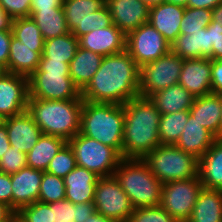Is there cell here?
<instances>
[{
	"mask_svg": "<svg viewBox=\"0 0 222 222\" xmlns=\"http://www.w3.org/2000/svg\"><path fill=\"white\" fill-rule=\"evenodd\" d=\"M123 158L143 159L160 145L161 113L153 102L143 96L124 105Z\"/></svg>",
	"mask_w": 222,
	"mask_h": 222,
	"instance_id": "2",
	"label": "cell"
},
{
	"mask_svg": "<svg viewBox=\"0 0 222 222\" xmlns=\"http://www.w3.org/2000/svg\"><path fill=\"white\" fill-rule=\"evenodd\" d=\"M5 72V70L0 66V75Z\"/></svg>",
	"mask_w": 222,
	"mask_h": 222,
	"instance_id": "58",
	"label": "cell"
},
{
	"mask_svg": "<svg viewBox=\"0 0 222 222\" xmlns=\"http://www.w3.org/2000/svg\"><path fill=\"white\" fill-rule=\"evenodd\" d=\"M29 99L70 100L81 96L69 75V63L40 61L28 78Z\"/></svg>",
	"mask_w": 222,
	"mask_h": 222,
	"instance_id": "6",
	"label": "cell"
},
{
	"mask_svg": "<svg viewBox=\"0 0 222 222\" xmlns=\"http://www.w3.org/2000/svg\"><path fill=\"white\" fill-rule=\"evenodd\" d=\"M171 51L182 59L212 57L210 29L203 28L188 34H179L171 44Z\"/></svg>",
	"mask_w": 222,
	"mask_h": 222,
	"instance_id": "23",
	"label": "cell"
},
{
	"mask_svg": "<svg viewBox=\"0 0 222 222\" xmlns=\"http://www.w3.org/2000/svg\"><path fill=\"white\" fill-rule=\"evenodd\" d=\"M62 6L69 31L77 39L113 24L106 0H63Z\"/></svg>",
	"mask_w": 222,
	"mask_h": 222,
	"instance_id": "9",
	"label": "cell"
},
{
	"mask_svg": "<svg viewBox=\"0 0 222 222\" xmlns=\"http://www.w3.org/2000/svg\"><path fill=\"white\" fill-rule=\"evenodd\" d=\"M10 147L6 126L0 121V159Z\"/></svg>",
	"mask_w": 222,
	"mask_h": 222,
	"instance_id": "50",
	"label": "cell"
},
{
	"mask_svg": "<svg viewBox=\"0 0 222 222\" xmlns=\"http://www.w3.org/2000/svg\"><path fill=\"white\" fill-rule=\"evenodd\" d=\"M30 17L37 24L45 40L70 33L63 7L31 10Z\"/></svg>",
	"mask_w": 222,
	"mask_h": 222,
	"instance_id": "31",
	"label": "cell"
},
{
	"mask_svg": "<svg viewBox=\"0 0 222 222\" xmlns=\"http://www.w3.org/2000/svg\"><path fill=\"white\" fill-rule=\"evenodd\" d=\"M32 0H0V6L13 18L29 17Z\"/></svg>",
	"mask_w": 222,
	"mask_h": 222,
	"instance_id": "41",
	"label": "cell"
},
{
	"mask_svg": "<svg viewBox=\"0 0 222 222\" xmlns=\"http://www.w3.org/2000/svg\"><path fill=\"white\" fill-rule=\"evenodd\" d=\"M28 102V77L3 72L0 75V120L23 113Z\"/></svg>",
	"mask_w": 222,
	"mask_h": 222,
	"instance_id": "14",
	"label": "cell"
},
{
	"mask_svg": "<svg viewBox=\"0 0 222 222\" xmlns=\"http://www.w3.org/2000/svg\"><path fill=\"white\" fill-rule=\"evenodd\" d=\"M212 21L222 26V2L212 9Z\"/></svg>",
	"mask_w": 222,
	"mask_h": 222,
	"instance_id": "53",
	"label": "cell"
},
{
	"mask_svg": "<svg viewBox=\"0 0 222 222\" xmlns=\"http://www.w3.org/2000/svg\"><path fill=\"white\" fill-rule=\"evenodd\" d=\"M16 212L8 205L0 202V222H13Z\"/></svg>",
	"mask_w": 222,
	"mask_h": 222,
	"instance_id": "51",
	"label": "cell"
},
{
	"mask_svg": "<svg viewBox=\"0 0 222 222\" xmlns=\"http://www.w3.org/2000/svg\"><path fill=\"white\" fill-rule=\"evenodd\" d=\"M189 111L161 115L159 123L160 145H175L189 118Z\"/></svg>",
	"mask_w": 222,
	"mask_h": 222,
	"instance_id": "34",
	"label": "cell"
},
{
	"mask_svg": "<svg viewBox=\"0 0 222 222\" xmlns=\"http://www.w3.org/2000/svg\"><path fill=\"white\" fill-rule=\"evenodd\" d=\"M43 172L27 166L17 173L10 174L12 209L16 213L21 208L38 201Z\"/></svg>",
	"mask_w": 222,
	"mask_h": 222,
	"instance_id": "18",
	"label": "cell"
},
{
	"mask_svg": "<svg viewBox=\"0 0 222 222\" xmlns=\"http://www.w3.org/2000/svg\"><path fill=\"white\" fill-rule=\"evenodd\" d=\"M95 209L117 222H127L134 208L115 176L99 177L94 193Z\"/></svg>",
	"mask_w": 222,
	"mask_h": 222,
	"instance_id": "12",
	"label": "cell"
},
{
	"mask_svg": "<svg viewBox=\"0 0 222 222\" xmlns=\"http://www.w3.org/2000/svg\"><path fill=\"white\" fill-rule=\"evenodd\" d=\"M72 147L76 165L94 172L99 177L113 176L123 159L115 149L80 132L68 141Z\"/></svg>",
	"mask_w": 222,
	"mask_h": 222,
	"instance_id": "8",
	"label": "cell"
},
{
	"mask_svg": "<svg viewBox=\"0 0 222 222\" xmlns=\"http://www.w3.org/2000/svg\"><path fill=\"white\" fill-rule=\"evenodd\" d=\"M164 2L172 3L175 5H180L183 7H187L188 0H164Z\"/></svg>",
	"mask_w": 222,
	"mask_h": 222,
	"instance_id": "55",
	"label": "cell"
},
{
	"mask_svg": "<svg viewBox=\"0 0 222 222\" xmlns=\"http://www.w3.org/2000/svg\"><path fill=\"white\" fill-rule=\"evenodd\" d=\"M140 67L127 50L104 56L98 71L81 91L84 101L124 105L139 96Z\"/></svg>",
	"mask_w": 222,
	"mask_h": 222,
	"instance_id": "1",
	"label": "cell"
},
{
	"mask_svg": "<svg viewBox=\"0 0 222 222\" xmlns=\"http://www.w3.org/2000/svg\"><path fill=\"white\" fill-rule=\"evenodd\" d=\"M13 222H20L17 218H15V220Z\"/></svg>",
	"mask_w": 222,
	"mask_h": 222,
	"instance_id": "59",
	"label": "cell"
},
{
	"mask_svg": "<svg viewBox=\"0 0 222 222\" xmlns=\"http://www.w3.org/2000/svg\"><path fill=\"white\" fill-rule=\"evenodd\" d=\"M63 0H32L31 10L57 9L63 7Z\"/></svg>",
	"mask_w": 222,
	"mask_h": 222,
	"instance_id": "48",
	"label": "cell"
},
{
	"mask_svg": "<svg viewBox=\"0 0 222 222\" xmlns=\"http://www.w3.org/2000/svg\"><path fill=\"white\" fill-rule=\"evenodd\" d=\"M221 2L222 0H188L187 7L213 9Z\"/></svg>",
	"mask_w": 222,
	"mask_h": 222,
	"instance_id": "49",
	"label": "cell"
},
{
	"mask_svg": "<svg viewBox=\"0 0 222 222\" xmlns=\"http://www.w3.org/2000/svg\"><path fill=\"white\" fill-rule=\"evenodd\" d=\"M114 176L134 209L160 205L163 184L143 159L123 158Z\"/></svg>",
	"mask_w": 222,
	"mask_h": 222,
	"instance_id": "5",
	"label": "cell"
},
{
	"mask_svg": "<svg viewBox=\"0 0 222 222\" xmlns=\"http://www.w3.org/2000/svg\"><path fill=\"white\" fill-rule=\"evenodd\" d=\"M143 160L163 185L171 181L198 177L199 159L176 145H159Z\"/></svg>",
	"mask_w": 222,
	"mask_h": 222,
	"instance_id": "7",
	"label": "cell"
},
{
	"mask_svg": "<svg viewBox=\"0 0 222 222\" xmlns=\"http://www.w3.org/2000/svg\"><path fill=\"white\" fill-rule=\"evenodd\" d=\"M116 25L126 36L149 20L150 7L142 0H106Z\"/></svg>",
	"mask_w": 222,
	"mask_h": 222,
	"instance_id": "15",
	"label": "cell"
},
{
	"mask_svg": "<svg viewBox=\"0 0 222 222\" xmlns=\"http://www.w3.org/2000/svg\"><path fill=\"white\" fill-rule=\"evenodd\" d=\"M20 222H54L53 209L49 203L36 201L31 205L21 208L16 213Z\"/></svg>",
	"mask_w": 222,
	"mask_h": 222,
	"instance_id": "38",
	"label": "cell"
},
{
	"mask_svg": "<svg viewBox=\"0 0 222 222\" xmlns=\"http://www.w3.org/2000/svg\"><path fill=\"white\" fill-rule=\"evenodd\" d=\"M66 143L61 137L42 134L32 150L26 154L27 166L45 172L50 161Z\"/></svg>",
	"mask_w": 222,
	"mask_h": 222,
	"instance_id": "30",
	"label": "cell"
},
{
	"mask_svg": "<svg viewBox=\"0 0 222 222\" xmlns=\"http://www.w3.org/2000/svg\"><path fill=\"white\" fill-rule=\"evenodd\" d=\"M83 99H29L27 111L43 134L58 136L67 142L80 132Z\"/></svg>",
	"mask_w": 222,
	"mask_h": 222,
	"instance_id": "3",
	"label": "cell"
},
{
	"mask_svg": "<svg viewBox=\"0 0 222 222\" xmlns=\"http://www.w3.org/2000/svg\"><path fill=\"white\" fill-rule=\"evenodd\" d=\"M42 55L29 48L12 35L7 72L30 77L37 69Z\"/></svg>",
	"mask_w": 222,
	"mask_h": 222,
	"instance_id": "28",
	"label": "cell"
},
{
	"mask_svg": "<svg viewBox=\"0 0 222 222\" xmlns=\"http://www.w3.org/2000/svg\"><path fill=\"white\" fill-rule=\"evenodd\" d=\"M95 211L94 202L74 204V222H86Z\"/></svg>",
	"mask_w": 222,
	"mask_h": 222,
	"instance_id": "47",
	"label": "cell"
},
{
	"mask_svg": "<svg viewBox=\"0 0 222 222\" xmlns=\"http://www.w3.org/2000/svg\"><path fill=\"white\" fill-rule=\"evenodd\" d=\"M104 56L79 47L69 63V75L80 92L98 71Z\"/></svg>",
	"mask_w": 222,
	"mask_h": 222,
	"instance_id": "26",
	"label": "cell"
},
{
	"mask_svg": "<svg viewBox=\"0 0 222 222\" xmlns=\"http://www.w3.org/2000/svg\"><path fill=\"white\" fill-rule=\"evenodd\" d=\"M80 133L115 148L123 157V105L83 101Z\"/></svg>",
	"mask_w": 222,
	"mask_h": 222,
	"instance_id": "4",
	"label": "cell"
},
{
	"mask_svg": "<svg viewBox=\"0 0 222 222\" xmlns=\"http://www.w3.org/2000/svg\"><path fill=\"white\" fill-rule=\"evenodd\" d=\"M186 222H222V190L202 188Z\"/></svg>",
	"mask_w": 222,
	"mask_h": 222,
	"instance_id": "29",
	"label": "cell"
},
{
	"mask_svg": "<svg viewBox=\"0 0 222 222\" xmlns=\"http://www.w3.org/2000/svg\"><path fill=\"white\" fill-rule=\"evenodd\" d=\"M127 222H179L160 205L155 207L136 208Z\"/></svg>",
	"mask_w": 222,
	"mask_h": 222,
	"instance_id": "39",
	"label": "cell"
},
{
	"mask_svg": "<svg viewBox=\"0 0 222 222\" xmlns=\"http://www.w3.org/2000/svg\"><path fill=\"white\" fill-rule=\"evenodd\" d=\"M13 18L0 6V31L12 30Z\"/></svg>",
	"mask_w": 222,
	"mask_h": 222,
	"instance_id": "52",
	"label": "cell"
},
{
	"mask_svg": "<svg viewBox=\"0 0 222 222\" xmlns=\"http://www.w3.org/2000/svg\"><path fill=\"white\" fill-rule=\"evenodd\" d=\"M185 7L163 2L153 5L149 10L148 22L172 44L180 34V22Z\"/></svg>",
	"mask_w": 222,
	"mask_h": 222,
	"instance_id": "20",
	"label": "cell"
},
{
	"mask_svg": "<svg viewBox=\"0 0 222 222\" xmlns=\"http://www.w3.org/2000/svg\"><path fill=\"white\" fill-rule=\"evenodd\" d=\"M127 36L114 24L98 28L78 38L79 47L102 56L120 53L126 50Z\"/></svg>",
	"mask_w": 222,
	"mask_h": 222,
	"instance_id": "19",
	"label": "cell"
},
{
	"mask_svg": "<svg viewBox=\"0 0 222 222\" xmlns=\"http://www.w3.org/2000/svg\"><path fill=\"white\" fill-rule=\"evenodd\" d=\"M126 50L142 67L171 51V44L149 22L131 31L126 38Z\"/></svg>",
	"mask_w": 222,
	"mask_h": 222,
	"instance_id": "13",
	"label": "cell"
},
{
	"mask_svg": "<svg viewBox=\"0 0 222 222\" xmlns=\"http://www.w3.org/2000/svg\"><path fill=\"white\" fill-rule=\"evenodd\" d=\"M1 122L6 126L10 146L26 154L32 150L43 134L27 110L2 119Z\"/></svg>",
	"mask_w": 222,
	"mask_h": 222,
	"instance_id": "16",
	"label": "cell"
},
{
	"mask_svg": "<svg viewBox=\"0 0 222 222\" xmlns=\"http://www.w3.org/2000/svg\"><path fill=\"white\" fill-rule=\"evenodd\" d=\"M53 209L54 222H74V204L67 199L49 203Z\"/></svg>",
	"mask_w": 222,
	"mask_h": 222,
	"instance_id": "42",
	"label": "cell"
},
{
	"mask_svg": "<svg viewBox=\"0 0 222 222\" xmlns=\"http://www.w3.org/2000/svg\"><path fill=\"white\" fill-rule=\"evenodd\" d=\"M149 99L161 115H164L180 111H189L195 97L180 84H176L152 94Z\"/></svg>",
	"mask_w": 222,
	"mask_h": 222,
	"instance_id": "27",
	"label": "cell"
},
{
	"mask_svg": "<svg viewBox=\"0 0 222 222\" xmlns=\"http://www.w3.org/2000/svg\"><path fill=\"white\" fill-rule=\"evenodd\" d=\"M79 48L78 39L72 32L45 40L41 61H63L70 63Z\"/></svg>",
	"mask_w": 222,
	"mask_h": 222,
	"instance_id": "32",
	"label": "cell"
},
{
	"mask_svg": "<svg viewBox=\"0 0 222 222\" xmlns=\"http://www.w3.org/2000/svg\"><path fill=\"white\" fill-rule=\"evenodd\" d=\"M216 139L211 132L201 127V124L189 114L184 131L175 145L186 153L200 159Z\"/></svg>",
	"mask_w": 222,
	"mask_h": 222,
	"instance_id": "24",
	"label": "cell"
},
{
	"mask_svg": "<svg viewBox=\"0 0 222 222\" xmlns=\"http://www.w3.org/2000/svg\"><path fill=\"white\" fill-rule=\"evenodd\" d=\"M203 185L199 176L162 185L160 206L179 222H186Z\"/></svg>",
	"mask_w": 222,
	"mask_h": 222,
	"instance_id": "11",
	"label": "cell"
},
{
	"mask_svg": "<svg viewBox=\"0 0 222 222\" xmlns=\"http://www.w3.org/2000/svg\"><path fill=\"white\" fill-rule=\"evenodd\" d=\"M142 1H143L145 4H147L149 7L164 2V0H142Z\"/></svg>",
	"mask_w": 222,
	"mask_h": 222,
	"instance_id": "56",
	"label": "cell"
},
{
	"mask_svg": "<svg viewBox=\"0 0 222 222\" xmlns=\"http://www.w3.org/2000/svg\"><path fill=\"white\" fill-rule=\"evenodd\" d=\"M12 34L25 46L35 48V52L43 54L45 39L40 29L33 19L29 17H19L13 20Z\"/></svg>",
	"mask_w": 222,
	"mask_h": 222,
	"instance_id": "33",
	"label": "cell"
},
{
	"mask_svg": "<svg viewBox=\"0 0 222 222\" xmlns=\"http://www.w3.org/2000/svg\"><path fill=\"white\" fill-rule=\"evenodd\" d=\"M12 30L0 31V66L7 72Z\"/></svg>",
	"mask_w": 222,
	"mask_h": 222,
	"instance_id": "44",
	"label": "cell"
},
{
	"mask_svg": "<svg viewBox=\"0 0 222 222\" xmlns=\"http://www.w3.org/2000/svg\"><path fill=\"white\" fill-rule=\"evenodd\" d=\"M98 178L94 172L76 166L64 177L65 199L73 204L94 202Z\"/></svg>",
	"mask_w": 222,
	"mask_h": 222,
	"instance_id": "22",
	"label": "cell"
},
{
	"mask_svg": "<svg viewBox=\"0 0 222 222\" xmlns=\"http://www.w3.org/2000/svg\"><path fill=\"white\" fill-rule=\"evenodd\" d=\"M212 92L222 93V59L211 60Z\"/></svg>",
	"mask_w": 222,
	"mask_h": 222,
	"instance_id": "46",
	"label": "cell"
},
{
	"mask_svg": "<svg viewBox=\"0 0 222 222\" xmlns=\"http://www.w3.org/2000/svg\"><path fill=\"white\" fill-rule=\"evenodd\" d=\"M64 178L43 172L38 201L44 203L58 202L65 199Z\"/></svg>",
	"mask_w": 222,
	"mask_h": 222,
	"instance_id": "36",
	"label": "cell"
},
{
	"mask_svg": "<svg viewBox=\"0 0 222 222\" xmlns=\"http://www.w3.org/2000/svg\"><path fill=\"white\" fill-rule=\"evenodd\" d=\"M76 166L77 165L74 151L67 142L56 154V156L50 161L46 172L64 178Z\"/></svg>",
	"mask_w": 222,
	"mask_h": 222,
	"instance_id": "37",
	"label": "cell"
},
{
	"mask_svg": "<svg viewBox=\"0 0 222 222\" xmlns=\"http://www.w3.org/2000/svg\"><path fill=\"white\" fill-rule=\"evenodd\" d=\"M221 98H222V93L220 94ZM221 138H222V117H221Z\"/></svg>",
	"mask_w": 222,
	"mask_h": 222,
	"instance_id": "57",
	"label": "cell"
},
{
	"mask_svg": "<svg viewBox=\"0 0 222 222\" xmlns=\"http://www.w3.org/2000/svg\"><path fill=\"white\" fill-rule=\"evenodd\" d=\"M211 77V59H183L178 84L194 97H200L212 92Z\"/></svg>",
	"mask_w": 222,
	"mask_h": 222,
	"instance_id": "17",
	"label": "cell"
},
{
	"mask_svg": "<svg viewBox=\"0 0 222 222\" xmlns=\"http://www.w3.org/2000/svg\"><path fill=\"white\" fill-rule=\"evenodd\" d=\"M27 167L26 153L17 151L12 147L0 159V172L13 174Z\"/></svg>",
	"mask_w": 222,
	"mask_h": 222,
	"instance_id": "40",
	"label": "cell"
},
{
	"mask_svg": "<svg viewBox=\"0 0 222 222\" xmlns=\"http://www.w3.org/2000/svg\"><path fill=\"white\" fill-rule=\"evenodd\" d=\"M198 176L203 188L222 190V138L199 159Z\"/></svg>",
	"mask_w": 222,
	"mask_h": 222,
	"instance_id": "25",
	"label": "cell"
},
{
	"mask_svg": "<svg viewBox=\"0 0 222 222\" xmlns=\"http://www.w3.org/2000/svg\"><path fill=\"white\" fill-rule=\"evenodd\" d=\"M212 21V9L185 7L180 24V34L207 28Z\"/></svg>",
	"mask_w": 222,
	"mask_h": 222,
	"instance_id": "35",
	"label": "cell"
},
{
	"mask_svg": "<svg viewBox=\"0 0 222 222\" xmlns=\"http://www.w3.org/2000/svg\"><path fill=\"white\" fill-rule=\"evenodd\" d=\"M183 59L174 52L140 67L139 96L149 98L167 87L178 84Z\"/></svg>",
	"mask_w": 222,
	"mask_h": 222,
	"instance_id": "10",
	"label": "cell"
},
{
	"mask_svg": "<svg viewBox=\"0 0 222 222\" xmlns=\"http://www.w3.org/2000/svg\"><path fill=\"white\" fill-rule=\"evenodd\" d=\"M11 175L0 172V202L12 208Z\"/></svg>",
	"mask_w": 222,
	"mask_h": 222,
	"instance_id": "45",
	"label": "cell"
},
{
	"mask_svg": "<svg viewBox=\"0 0 222 222\" xmlns=\"http://www.w3.org/2000/svg\"><path fill=\"white\" fill-rule=\"evenodd\" d=\"M195 120L216 138H221L222 98L220 94L209 93L195 97L189 109Z\"/></svg>",
	"mask_w": 222,
	"mask_h": 222,
	"instance_id": "21",
	"label": "cell"
},
{
	"mask_svg": "<svg viewBox=\"0 0 222 222\" xmlns=\"http://www.w3.org/2000/svg\"><path fill=\"white\" fill-rule=\"evenodd\" d=\"M207 28L210 29L212 43V57L210 59H222V26L218 22L211 21Z\"/></svg>",
	"mask_w": 222,
	"mask_h": 222,
	"instance_id": "43",
	"label": "cell"
},
{
	"mask_svg": "<svg viewBox=\"0 0 222 222\" xmlns=\"http://www.w3.org/2000/svg\"><path fill=\"white\" fill-rule=\"evenodd\" d=\"M86 222H117V221H113L112 219H109L105 216H103L102 214L98 213L97 211H95L91 217H89Z\"/></svg>",
	"mask_w": 222,
	"mask_h": 222,
	"instance_id": "54",
	"label": "cell"
}]
</instances>
